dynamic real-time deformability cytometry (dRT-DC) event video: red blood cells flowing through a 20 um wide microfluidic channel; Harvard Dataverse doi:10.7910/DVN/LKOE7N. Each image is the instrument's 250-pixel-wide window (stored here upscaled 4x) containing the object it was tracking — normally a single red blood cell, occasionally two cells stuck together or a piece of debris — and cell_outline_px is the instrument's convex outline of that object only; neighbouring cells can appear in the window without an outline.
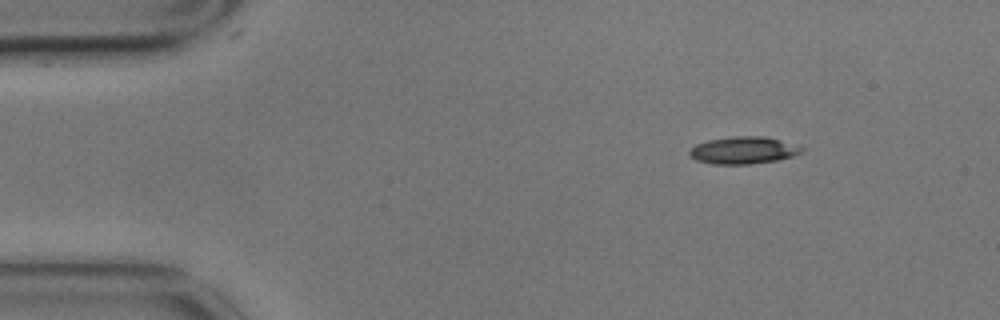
{"species": "common noctule bat (a hibernating species)", "species_latin": "Nyctalus noctula", "temperature_condition": "cold", "stored_images_in_passage": 9, "camera_frame_rate_fps": 3000, "um_per_image_px": 0.085, "animal": {"sex": "male", "body_mass_g": 17.9}, "frame": {"image": 1, "passage_image": 1, "time_ms": 0.0, "image_size_px": [1000, 320], "cell_outline_px": [[804, 152], [792, 156], [776, 160], [752, 164], [712, 164], [696, 160], [688, 152], [696, 144], [708, 140], [732, 136], [764, 136], [780, 140], [804, 148]], "centroid_in_image_um": [63.19, 12.77], "position_along_channel_um": 21.8, "area_um2": 17.69}}